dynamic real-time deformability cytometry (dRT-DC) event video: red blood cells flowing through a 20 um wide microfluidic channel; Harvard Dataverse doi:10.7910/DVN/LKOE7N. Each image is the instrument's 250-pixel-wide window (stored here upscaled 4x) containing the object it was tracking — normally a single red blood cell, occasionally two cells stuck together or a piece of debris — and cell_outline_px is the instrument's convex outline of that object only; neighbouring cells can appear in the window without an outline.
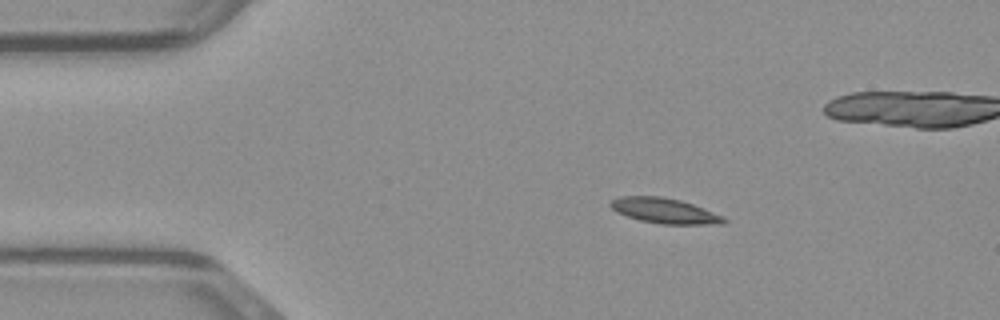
{"species": "common noctule bat (a hibernating species)", "species_latin": "Nyctalus noctula", "temperature_condition": "warm", "stored_images_in_passage": 42, "camera_frame_rate_fps": 3000, "um_per_image_px": 0.085, "animal": {"sex": "male", "body_mass_g": 23.1, "forearm_length_mm": 52.7}, "frame": {"image": 1, "passage_image": 1, "time_ms": 0.0, "image_size_px": [1000, 320], "cell_outline_px": [[728, 220], [724, 224], [660, 224], [640, 220], [616, 212], [608, 204], [608, 200], [620, 196], [660, 196], [680, 200], [692, 204], [724, 216]], "centroid_in_image_um": [56.46, 17.91], "position_along_channel_um": 28.5, "area_um2": 16.76}}
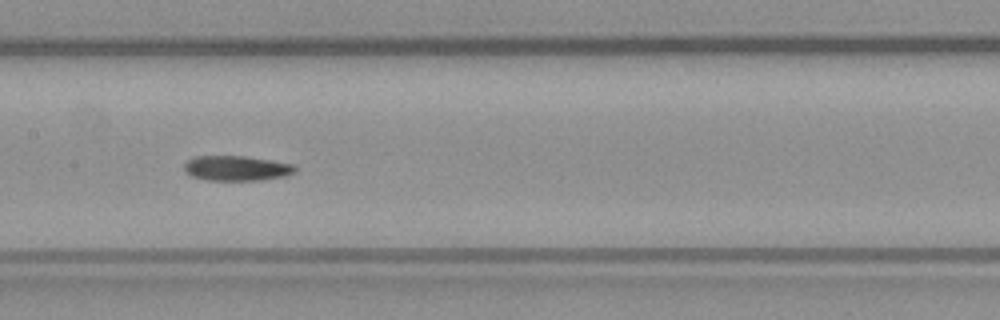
{"frame": {"image": 2, "passage_image": 16, "time_ms": 5.0, "image_size_px": [1000, 320], "cell_outline_px": [[296, 172], [284, 176], [260, 180], [208, 180], [192, 176], [184, 168], [184, 164], [188, 160], [196, 156], [248, 156], [296, 164]], "centroid_in_image_um": [20.16, 14.29], "position_along_channel_um": 187.2, "area_um2": 16.18}}
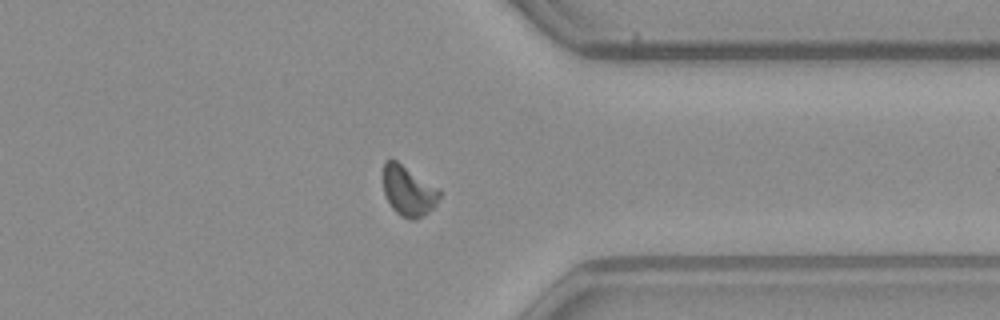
{"frame": {"image": 3, "passage_image": 30, "time_ms": 9.667, "image_size_px": [1000, 320], "cell_outline_px": [[440, 196], [436, 204], [428, 212], [416, 220], [408, 220], [400, 216], [392, 208], [384, 192], [384, 160], [396, 160], [440, 188]], "centroid_in_image_um": [34.73, 16.24], "position_along_channel_um": 376.7, "area_um2": 16.47}}